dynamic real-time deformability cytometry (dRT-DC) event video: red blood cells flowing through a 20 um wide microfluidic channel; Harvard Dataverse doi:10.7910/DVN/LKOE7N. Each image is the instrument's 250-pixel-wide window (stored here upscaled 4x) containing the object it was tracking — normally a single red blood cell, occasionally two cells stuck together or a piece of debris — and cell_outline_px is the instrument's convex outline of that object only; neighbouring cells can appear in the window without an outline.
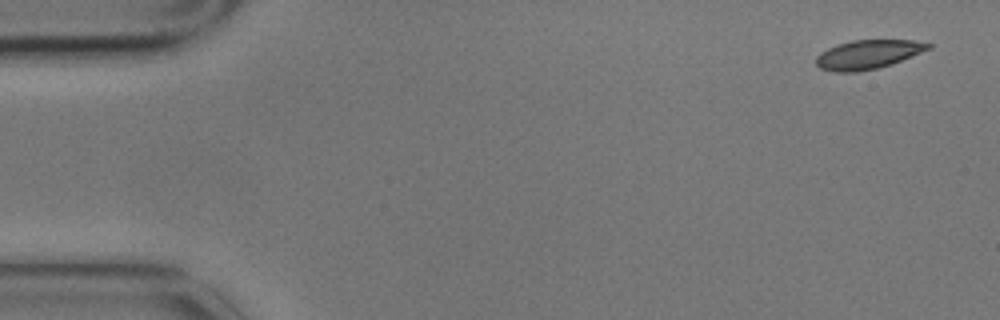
{"species": "common noctule bat (a hibernating species)", "species_latin": "Nyctalus noctula", "temperature_condition": "cold", "stored_images_in_passage": 5, "camera_frame_rate_fps": 3000, "um_per_image_px": 0.085, "animal": {"sex": "male", "body_mass_g": 17.9}, "frame": {"image": 1, "passage_image": 1, "time_ms": 0.0, "image_size_px": [1000, 320], "cell_outline_px": [[932, 48], [892, 64], [876, 68], [856, 72], [836, 72], [820, 68], [816, 64], [816, 56], [820, 52], [828, 48], [852, 40], [912, 40], [932, 44]], "centroid_in_image_um": [73.78, 4.63], "position_along_channel_um": 11.2, "area_um2": 18.84}}
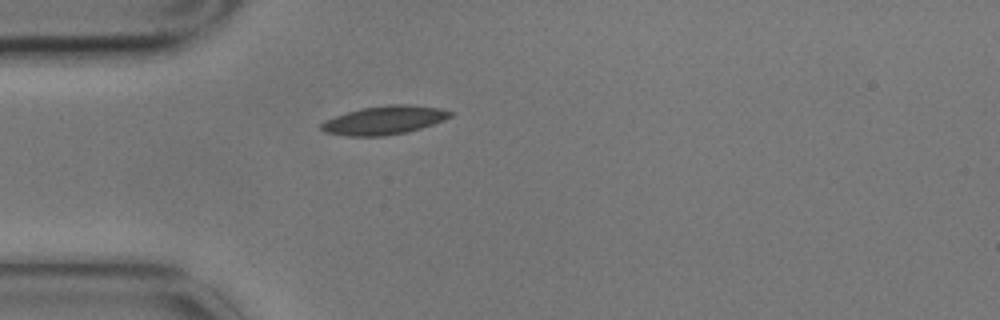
{"frame": {"image": 2, "passage_image": 4, "time_ms": 1.0, "image_size_px": [1000, 320], "cell_outline_px": [[452, 116], [444, 120], [420, 128], [404, 132], [384, 136], [348, 136], [324, 132], [320, 128], [320, 124], [324, 120], [360, 108], [392, 104], [408, 104], [440, 108], [452, 112]], "centroid_in_image_um": [32.64, 10.21], "position_along_channel_um": 52.4, "area_um2": 21.33}}